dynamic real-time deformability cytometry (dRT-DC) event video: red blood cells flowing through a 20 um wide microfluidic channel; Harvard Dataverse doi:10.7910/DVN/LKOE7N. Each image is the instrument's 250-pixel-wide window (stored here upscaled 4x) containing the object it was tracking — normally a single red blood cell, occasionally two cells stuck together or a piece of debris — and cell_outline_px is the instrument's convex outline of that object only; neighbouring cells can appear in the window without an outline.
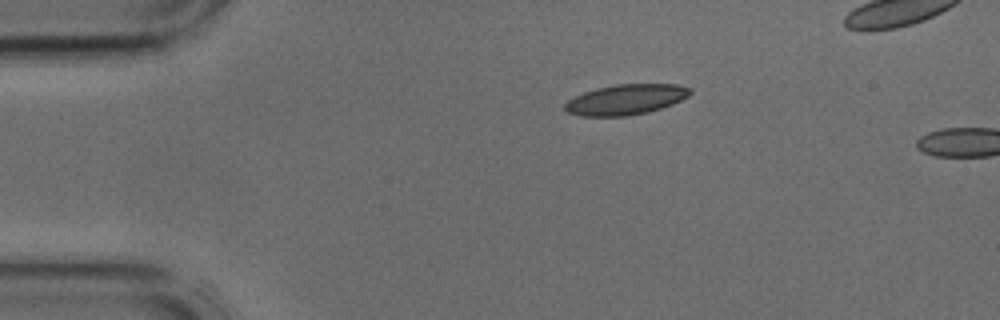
{"species": "common noctule bat (a hibernating species)", "species_latin": "Nyctalus noctula", "temperature_condition": "cold", "stored_images_in_passage": 3, "camera_frame_rate_fps": 3000, "um_per_image_px": 0.085, "animal": {"sex": "male", "body_mass_g": 17.9, "forearm_length_mm": 54.2}, "frame": {"image": 1, "passage_image": 1, "time_ms": 0.0, "image_size_px": [1000, 320], "cell_outline_px": [[692, 92], [688, 96], [672, 104], [648, 112], [624, 116], [580, 116], [568, 112], [564, 108], [564, 104], [568, 100], [584, 92], [596, 88], [616, 84], [676, 84], [692, 88]], "centroid_in_image_um": [53.19, 8.45], "position_along_channel_um": 31.8, "area_um2": 22.08}}